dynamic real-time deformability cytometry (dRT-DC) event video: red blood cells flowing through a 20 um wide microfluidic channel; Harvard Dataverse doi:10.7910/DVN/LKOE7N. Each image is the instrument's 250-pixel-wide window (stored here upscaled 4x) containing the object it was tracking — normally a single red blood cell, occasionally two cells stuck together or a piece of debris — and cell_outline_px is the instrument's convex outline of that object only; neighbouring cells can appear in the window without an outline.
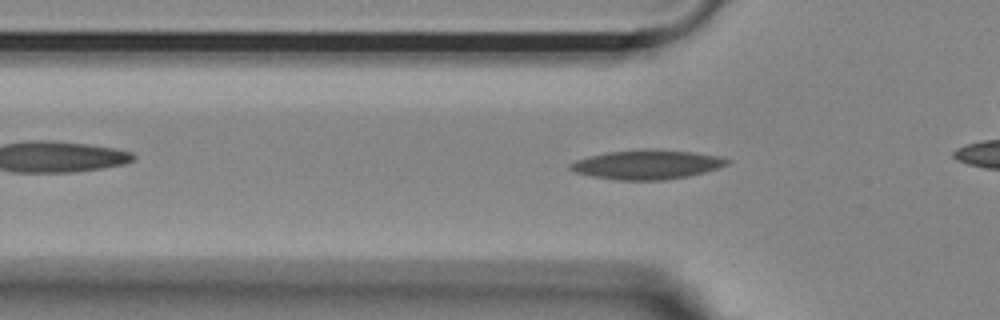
{"species": "Egyptian fruit bat (a non-hibernating species)", "species_latin": "Rousettus aegyptiacus", "temperature_condition": "room temperature", "stored_images_in_passage": 45, "camera_frame_rate_fps": 3000, "um_per_image_px": 0.085, "animal": {"sex": "female"}, "frame": {"image": 1, "passage_image": 7, "time_ms": 2.0, "image_size_px": [1000, 320], "cell_outline_px": [[732, 160], [728, 164], [704, 172], [688, 176], [664, 180], [616, 180], [592, 176], [576, 172], [568, 168], [568, 164], [576, 160], [608, 152], [644, 148], [692, 152], [720, 156]], "centroid_in_image_um": [55.0, 13.98], "position_along_channel_um": 70.8, "area_um2": 26.7}}
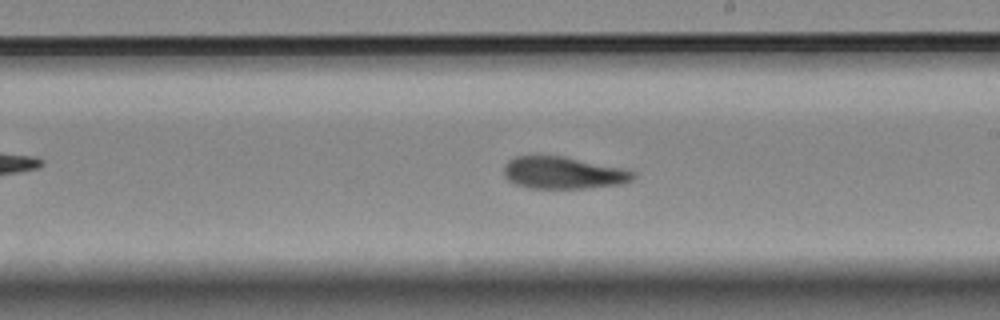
{"frame": {"image": 2, "passage_image": 21, "time_ms": 6.667, "image_size_px": [1000, 320], "cell_outline_px": [[636, 176], [632, 180], [624, 184], [588, 188], [528, 188], [516, 184], [508, 180], [504, 176], [504, 164], [508, 160], [516, 156], [564, 156], [624, 168], [636, 172]], "centroid_in_image_um": [47.9, 14.69], "position_along_channel_um": 241.1, "area_um2": 24.45}}
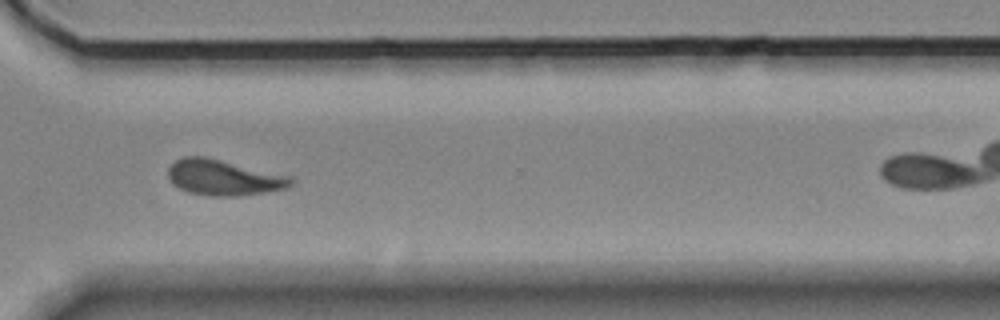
{"frame": {"image": 3, "passage_image": 30, "time_ms": 9.667, "image_size_px": [1000, 320], "cell_outline_px": [[296, 180], [288, 188], [268, 192], [236, 196], [208, 196], [188, 192], [172, 184], [168, 176], [168, 168], [176, 160], [184, 156], [204, 156], [292, 176]], "centroid_in_image_um": [19.04, 15.1], "position_along_channel_um": 351.6, "area_um2": 25.72}}